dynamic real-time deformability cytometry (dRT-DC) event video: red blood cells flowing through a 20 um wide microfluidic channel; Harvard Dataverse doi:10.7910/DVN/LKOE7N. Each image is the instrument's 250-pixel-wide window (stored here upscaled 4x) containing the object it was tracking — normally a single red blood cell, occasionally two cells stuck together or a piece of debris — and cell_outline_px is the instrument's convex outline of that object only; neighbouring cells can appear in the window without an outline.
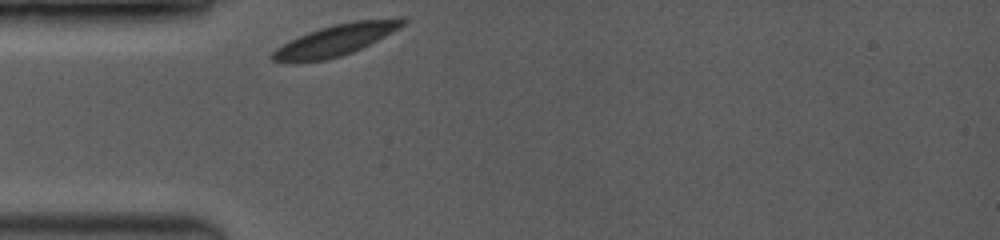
{"species": "common noctule bat (a hibernating species)", "species_latin": "Nyctalus noctula", "temperature_condition": "room temperature", "stored_images_in_passage": 46, "camera_frame_rate_fps": 3500, "um_per_image_px": 0.085, "animal": {"sex": "female", "body_mass_g": 19.0, "forearm_length_mm": 53.3}, "frame": {"image": 1, "passage_image": 1, "time_ms": 0.0, "image_size_px": [1000, 240], "cell_outline_px": [[408, 20], [404, 24], [384, 36], [352, 52], [340, 56], [324, 60], [296, 64], [284, 64], [272, 60], [268, 56], [276, 48], [308, 32], [320, 28], [336, 24], [356, 20], [396, 16], [404, 16]], "centroid_in_image_um": [28.5, 3.42], "position_along_channel_um": 56.5, "area_um2": 23.99}}
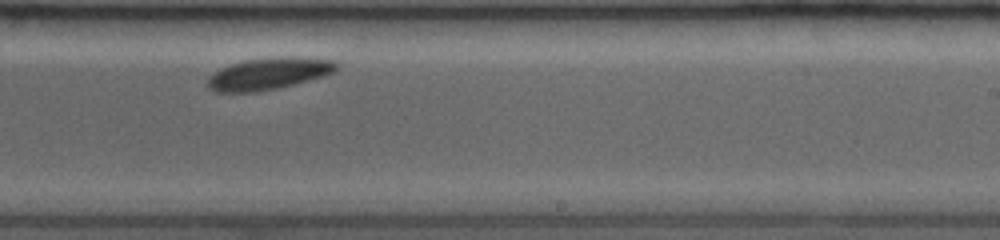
{"frame": {"image": 2, "passage_image": 23, "time_ms": 5.714, "image_size_px": [1000, 240], "cell_outline_px": [[340, 68], [324, 76], [276, 88], [256, 92], [216, 92], [208, 88], [208, 76], [212, 72], [220, 68], [244, 60], [288, 56], [292, 56], [332, 60], [340, 64]], "centroid_in_image_um": [22.83, 6.25], "position_along_channel_um": 266.2, "area_um2": 23.87}}
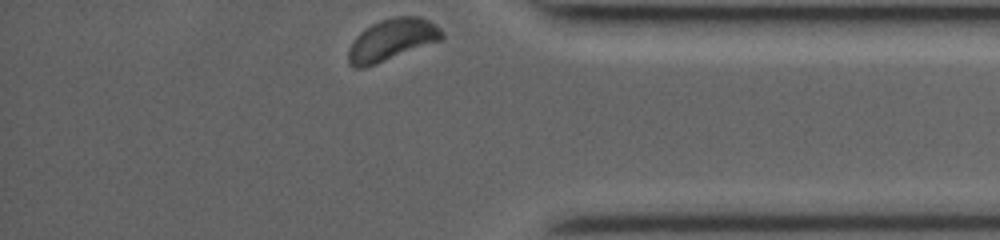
{"frame": {"image": 3, "passage_image": 46, "time_ms": 9.429, "image_size_px": [1000, 240], "cell_outline_px": [[444, 40], [376, 64], [364, 68], [356, 68], [348, 64], [348, 48], [352, 40], [360, 32], [372, 24], [380, 20], [396, 16], [420, 16], [436, 24], [444, 32]], "centroid_in_image_um": [33.33, 3.39], "position_along_channel_um": 401.9, "area_um2": 23.18}, "authors_computed_cell_mechanics": {"area_um2": 23.5246, "velocity_mm_per_s": 3.7832, "shape_relaxation_time_tau1_ms": 0.9823, "shape_relaxation_time_tau2_ms": null, "deformation_change_tau1": 0.041, "deformation_change_tau2": null}}